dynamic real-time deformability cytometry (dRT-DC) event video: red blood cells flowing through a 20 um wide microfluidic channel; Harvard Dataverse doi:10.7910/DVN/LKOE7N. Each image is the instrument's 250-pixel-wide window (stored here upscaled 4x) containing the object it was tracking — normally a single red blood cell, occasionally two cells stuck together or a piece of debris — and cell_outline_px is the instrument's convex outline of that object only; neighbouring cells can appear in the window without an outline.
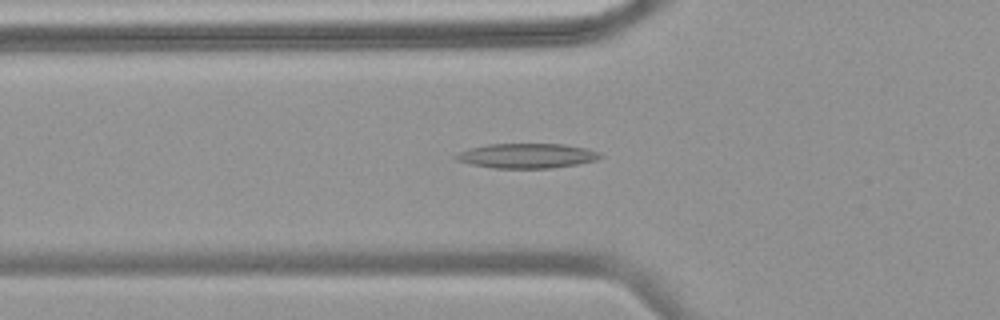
{"species": "common noctule bat (a hibernating species)", "species_latin": "Nyctalus noctula", "temperature_condition": "warm", "stored_images_in_passage": 49, "camera_frame_rate_fps": 3000, "um_per_image_px": 0.085, "animal": {"sex": "female", "body_mass_g": 18.4}, "frame": {"image": 1, "passage_image": 17, "time_ms": 5.333, "image_size_px": [1000, 320], "cell_outline_px": [[604, 156], [596, 160], [576, 164], [552, 168], [492, 168], [472, 164], [456, 160], [452, 156], [468, 148], [488, 144], [564, 144], [588, 148], [600, 152]], "centroid_in_image_um": [44.8, 13.23], "position_along_channel_um": 81.0, "area_um2": 20.92}}
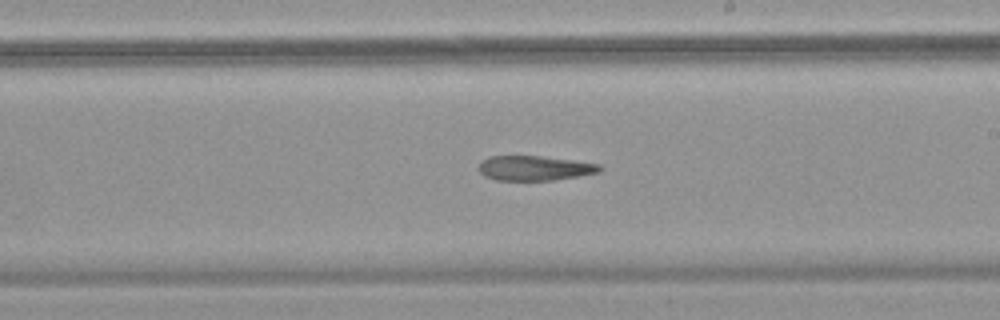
{"frame": {"image": 2, "passage_image": 29, "time_ms": 9.333, "image_size_px": [1000, 320], "cell_outline_px": [[604, 168], [600, 172], [552, 180], [496, 180], [484, 176], [476, 168], [488, 156], [540, 156], [572, 160], [600, 164]], "centroid_in_image_um": [45.43, 14.29], "position_along_channel_um": 243.6, "area_um2": 17.4}}
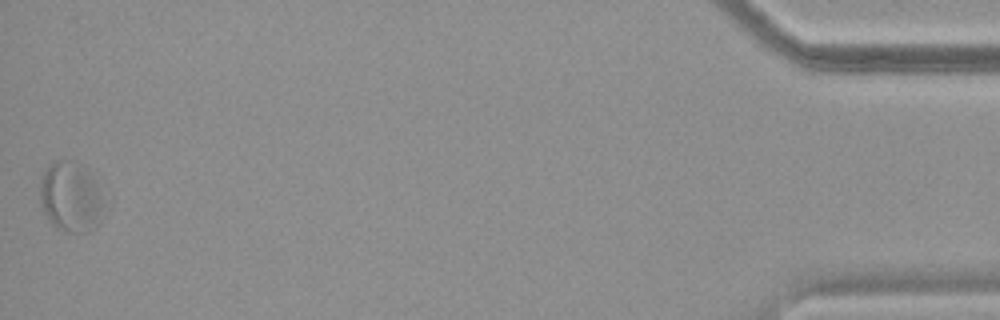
{"frame": {"image": 3, "passage_image": 49, "time_ms": 16.0, "image_size_px": [1000, 320], "cell_outline_px": [[112, 204], [100, 224], [92, 232], [64, 232], [56, 228], [48, 220], [44, 212], [40, 200], [40, 188], [44, 172], [48, 164], [56, 160], [72, 160], [92, 176], [112, 200]], "centroid_in_image_um": [6.18, 16.81], "position_along_channel_um": 429.0, "area_um2": 27.74}}